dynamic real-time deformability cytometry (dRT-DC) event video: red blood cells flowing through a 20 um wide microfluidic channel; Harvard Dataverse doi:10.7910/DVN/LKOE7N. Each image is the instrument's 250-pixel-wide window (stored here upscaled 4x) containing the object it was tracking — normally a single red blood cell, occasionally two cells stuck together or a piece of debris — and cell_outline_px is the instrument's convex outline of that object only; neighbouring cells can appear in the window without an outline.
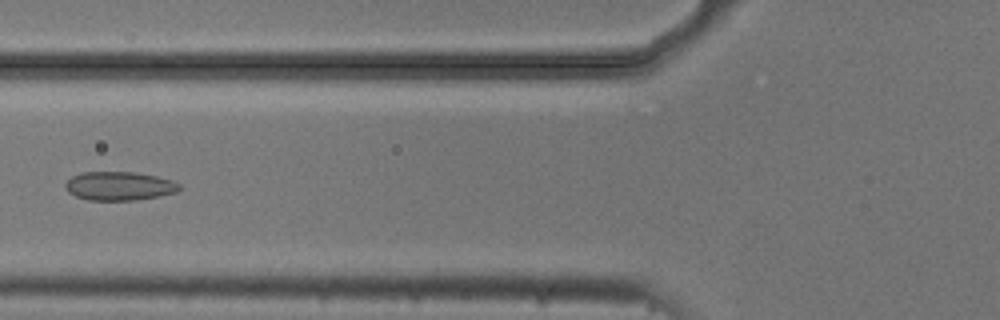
{"species": "common noctule bat (a hibernating species)", "species_latin": "Nyctalus noctula", "temperature_condition": "cold", "stored_images_in_passage": 6, "camera_frame_rate_fps": 3000, "um_per_image_px": 0.085, "animal": {"sex": "male", "body_mass_g": 20.5, "forearm_length_mm": 52.5}, "frame": {"image": 1, "passage_image": 6, "time_ms": 1.667, "image_size_px": [1000, 320], "cell_outline_px": [[180, 188], [176, 192], [160, 196], [136, 200], [88, 200], [76, 196], [68, 192], [64, 188], [64, 184], [72, 176], [80, 172], [136, 172], [156, 176], [172, 180], [180, 184]], "centroid_in_image_um": [10.12, 15.81], "position_along_channel_um": 115.7, "area_um2": 19.19}}